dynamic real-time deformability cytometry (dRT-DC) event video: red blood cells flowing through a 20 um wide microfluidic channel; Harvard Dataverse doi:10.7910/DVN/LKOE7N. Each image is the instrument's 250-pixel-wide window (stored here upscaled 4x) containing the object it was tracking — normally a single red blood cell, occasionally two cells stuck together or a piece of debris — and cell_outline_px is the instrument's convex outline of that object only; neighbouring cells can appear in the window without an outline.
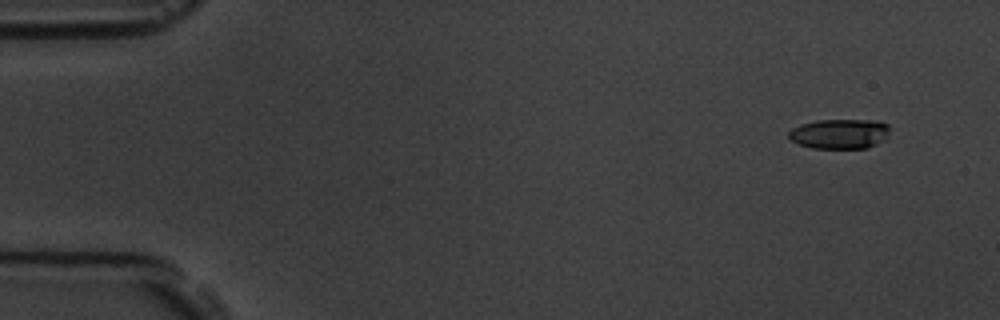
{"species": "common noctule bat (a hibernating species)", "species_latin": "Nyctalus noctula", "temperature_condition": "room temperature", "stored_images_in_passage": 6, "camera_frame_rate_fps": 3000, "um_per_image_px": 0.085, "animal": {"sex": "male", "body_mass_g": 19.5, "forearm_length_mm": 54.6}, "frame": {"image": 1, "passage_image": 1, "time_ms": 0.0, "image_size_px": [1000, 320], "cell_outline_px": [[888, 132], [884, 140], [868, 148], [812, 148], [800, 144], [792, 140], [788, 136], [788, 132], [792, 128], [800, 124], [816, 120], [872, 120], [888, 124]], "centroid_in_image_um": [71.35, 11.37], "position_along_channel_um": 13.6, "area_um2": 17.51}}
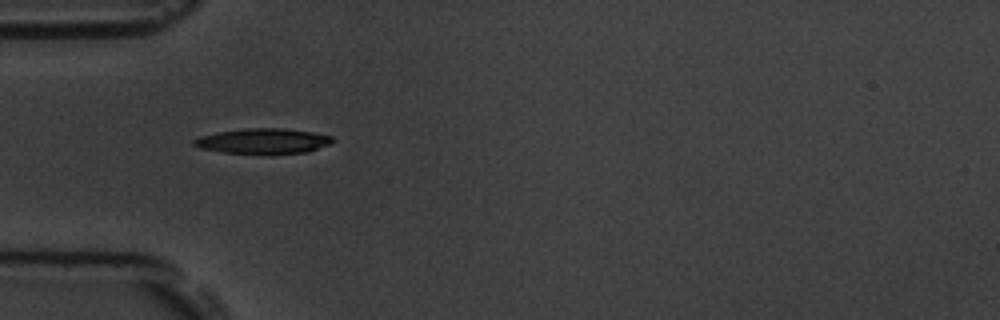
{"frame": {"image": 2, "passage_image": 5, "time_ms": 4.667, "image_size_px": [1000, 320], "cell_outline_px": [[336, 140], [328, 144], [308, 152], [224, 152], [200, 148], [192, 144], [192, 140], [200, 136], [216, 132], [248, 128], [284, 128], [312, 132], [332, 136]], "centroid_in_image_um": [22.35, 11.96], "position_along_channel_um": 62.6, "area_um2": 19.83}}
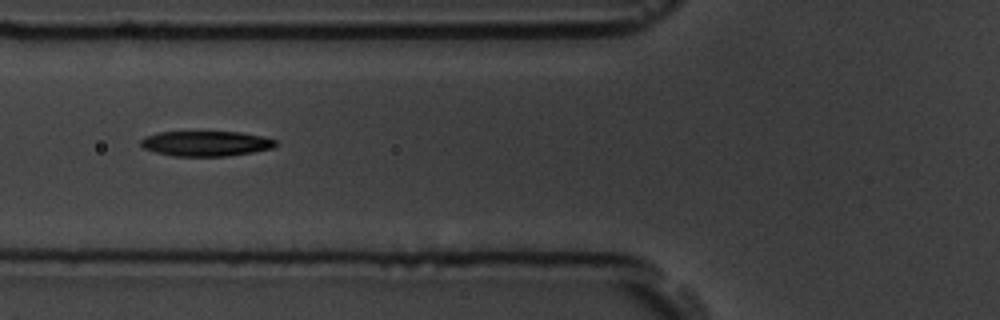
{"frame": {"image": 3, "passage_image": 6, "time_ms": 6.0, "image_size_px": [1000, 320], "cell_outline_px": [[276, 144], [272, 148], [252, 152], [228, 156], [172, 156], [156, 152], [144, 148], [140, 144], [140, 140], [144, 136], [160, 132], [240, 132], [264, 136], [276, 140]], "centroid_in_image_um": [17.49, 12.2], "position_along_channel_um": 108.3, "area_um2": 19.77}}